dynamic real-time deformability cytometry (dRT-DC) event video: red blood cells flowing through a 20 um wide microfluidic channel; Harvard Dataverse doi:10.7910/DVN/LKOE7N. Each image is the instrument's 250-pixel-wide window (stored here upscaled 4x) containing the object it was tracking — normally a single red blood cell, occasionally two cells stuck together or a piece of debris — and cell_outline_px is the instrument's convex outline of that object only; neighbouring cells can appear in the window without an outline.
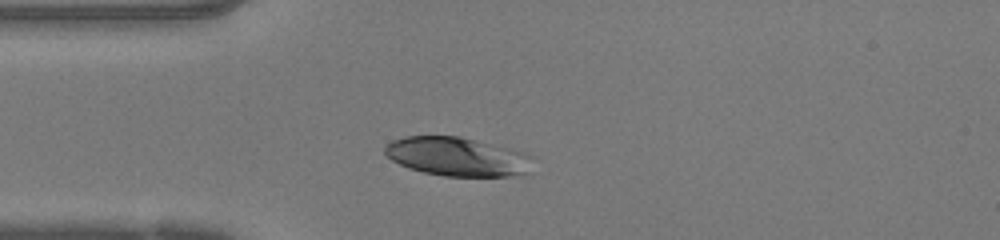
{"species": "human", "species_latin": "Homo sapiens", "temperature_condition": "warm", "stored_images_in_passage": 28, "camera_frame_rate_fps": 3000, "um_per_image_px": 0.085, "donor": {"sex": "female"}, "frame": {"image": 1, "passage_image": 1, "time_ms": 0.0, "image_size_px": [1000, 240], "cell_outline_px": [[536, 156], [528, 172], [508, 176], [444, 176], [424, 172], [408, 168], [392, 160], [384, 152], [384, 144], [392, 140], [404, 136], [460, 136], [528, 152]], "centroid_in_image_um": [38.91, 13.3], "position_along_channel_um": 46.1, "area_um2": 33.93}}
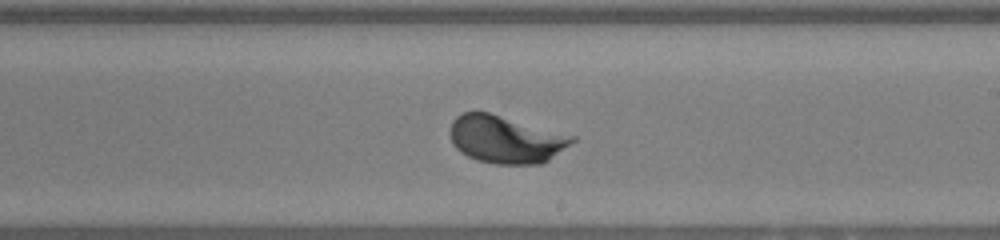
{"frame": {"image": 2, "passage_image": 16, "time_ms": 5.0, "image_size_px": [1000, 240], "cell_outline_px": [[576, 140], [544, 164], [496, 164], [476, 160], [460, 152], [452, 144], [448, 132], [452, 120], [456, 116], [464, 112], [488, 112], [576, 136]], "centroid_in_image_um": [42.97, 11.85], "position_along_channel_um": 246.0, "area_um2": 34.1}}
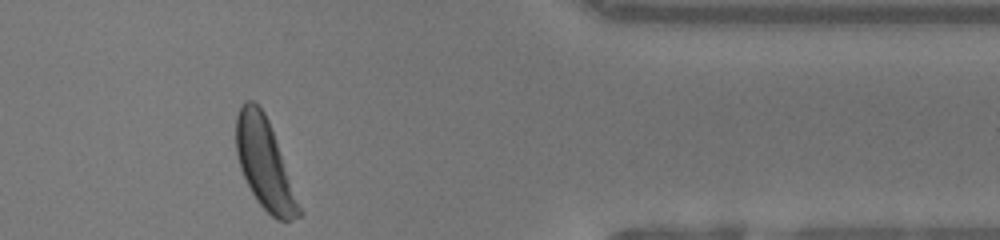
{"frame": {"image": 3, "passage_image": 28, "time_ms": 9.0, "image_size_px": [1000, 240], "cell_outline_px": [[304, 212], [300, 216], [292, 220], [276, 220], [256, 200], [240, 168], [236, 152], [236, 116], [240, 108], [248, 100], [252, 100], [264, 112], [268, 120], [276, 140]], "centroid_in_image_um": [22.51, 13.97], "position_along_channel_um": 388.9, "area_um2": 32.66}}